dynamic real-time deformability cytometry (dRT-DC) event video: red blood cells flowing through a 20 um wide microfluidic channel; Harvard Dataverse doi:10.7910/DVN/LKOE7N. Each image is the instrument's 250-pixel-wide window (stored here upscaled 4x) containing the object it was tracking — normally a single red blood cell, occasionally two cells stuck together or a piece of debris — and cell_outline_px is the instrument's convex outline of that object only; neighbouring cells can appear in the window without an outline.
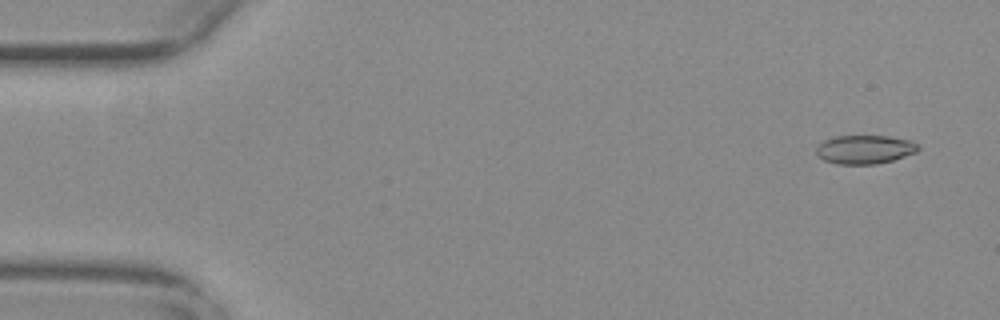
{"species": "common noctule bat (a hibernating species)", "species_latin": "Nyctalus noctula", "temperature_condition": "warm", "stored_images_in_passage": 55, "camera_frame_rate_fps": 3000, "um_per_image_px": 0.085, "animal": {"sex": "female", "body_mass_g": 29.2, "forearm_length_mm": 56.3}, "frame": {"image": 1, "passage_image": 3, "time_ms": 0.667, "image_size_px": [1000, 320], "cell_outline_px": [[920, 148], [916, 152], [892, 160], [876, 164], [836, 164], [824, 160], [816, 152], [816, 148], [824, 140], [836, 136], [888, 136], [912, 140], [920, 144]], "centroid_in_image_um": [73.54, 12.7], "position_along_channel_um": 11.5, "area_um2": 17.05}}
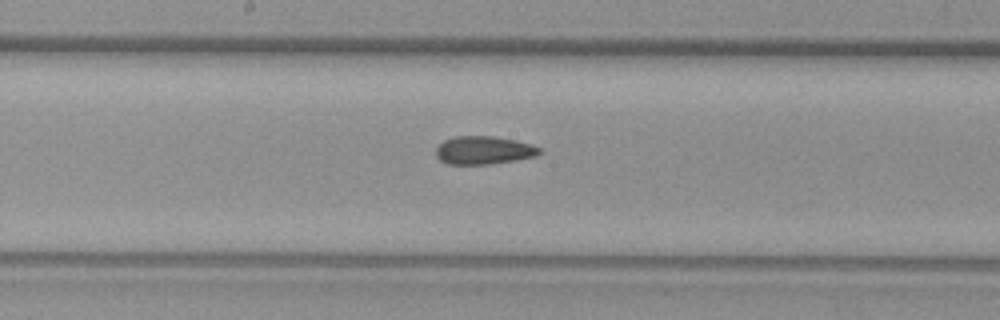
{"frame": {"image": 2, "passage_image": 29, "time_ms": 9.333, "image_size_px": [1000, 320], "cell_outline_px": [[540, 152], [536, 156], [516, 160], [488, 164], [448, 164], [440, 160], [436, 156], [436, 148], [444, 140], [456, 136], [492, 136], [516, 140], [532, 144], [540, 148]], "centroid_in_image_um": [41.11, 12.77], "position_along_channel_um": 207.1, "area_um2": 16.94}}
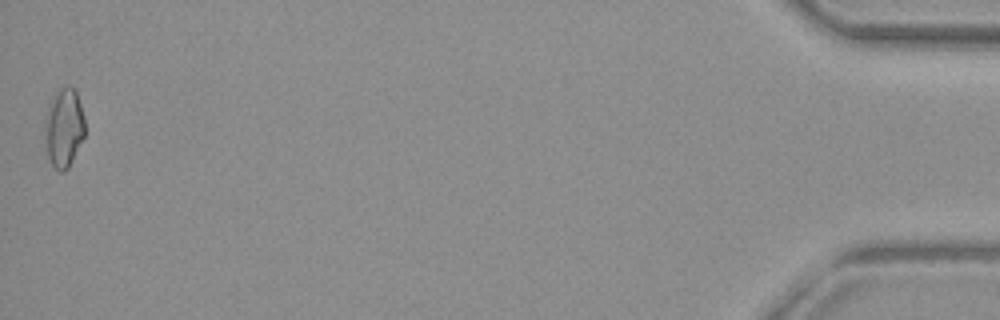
{"frame": {"image": 3, "passage_image": 55, "time_ms": 18.0, "image_size_px": [1000, 320], "cell_outline_px": [[84, 136], [68, 168], [64, 172], [60, 172], [52, 164], [48, 156], [48, 112], [52, 100], [60, 88], [68, 84], [76, 88], [84, 116]], "centroid_in_image_um": [5.52, 10.82], "position_along_channel_um": 429.7, "area_um2": 17.46}, "authors_computed_cell_mechanics": {"area_um2": 17.051, "velocity_mm_per_s": 3.7482, "shape_relaxation_time_tau1_ms": null, "shape_relaxation_time_tau2_ms": 3.6883, "deformation_change_tau1": null, "deformation_change_tau2": 0.1052}}